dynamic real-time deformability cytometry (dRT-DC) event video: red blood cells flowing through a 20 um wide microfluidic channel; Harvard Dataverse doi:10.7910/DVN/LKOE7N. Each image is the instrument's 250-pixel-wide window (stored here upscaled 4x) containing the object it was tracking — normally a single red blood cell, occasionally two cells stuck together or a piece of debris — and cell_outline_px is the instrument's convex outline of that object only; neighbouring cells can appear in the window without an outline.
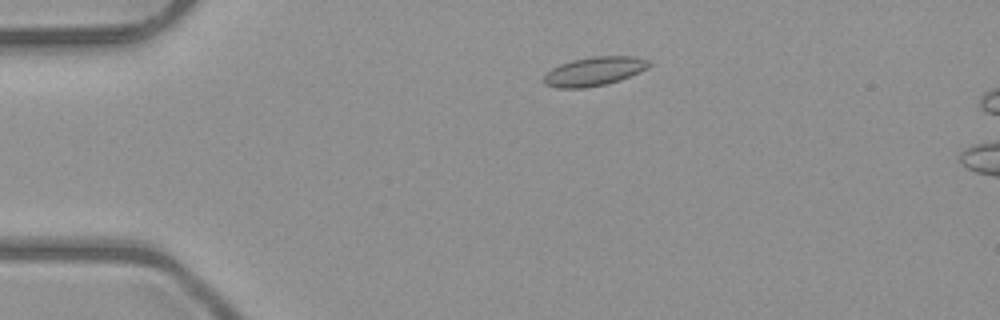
{"species": "common noctule bat (a hibernating species)", "species_latin": "Nyctalus noctula", "temperature_condition": "room temperature", "stored_images_in_passage": 44, "camera_frame_rate_fps": 3000, "um_per_image_px": 0.085, "animal": {"sex": "male", "body_mass_g": 23.1, "forearm_length_mm": 52.7}, "frame": {"image": 1, "passage_image": 3, "time_ms": 0.667, "image_size_px": [1000, 320], "cell_outline_px": [[652, 64], [648, 68], [640, 72], [620, 80], [604, 84], [584, 88], [556, 88], [544, 84], [544, 76], [552, 68], [560, 64], [572, 60], [592, 56], [636, 56], [652, 60]], "centroid_in_image_um": [50.56, 6.05], "position_along_channel_um": 34.4, "area_um2": 17.86}}
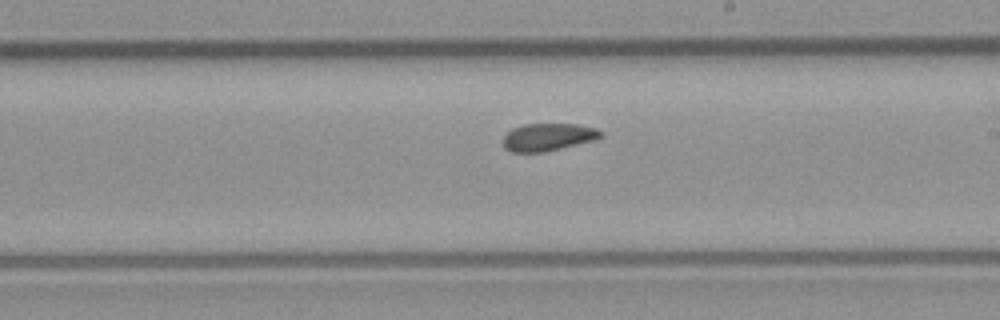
{"frame": {"image": 2, "passage_image": 22, "time_ms": 7.0, "image_size_px": [1000, 320], "cell_outline_px": [[604, 136], [596, 140], [544, 152], [512, 152], [504, 144], [504, 136], [512, 128], [524, 124], [576, 124], [596, 128], [604, 132]], "centroid_in_image_um": [46.65, 11.64], "position_along_channel_um": 242.3, "area_um2": 15.66}}
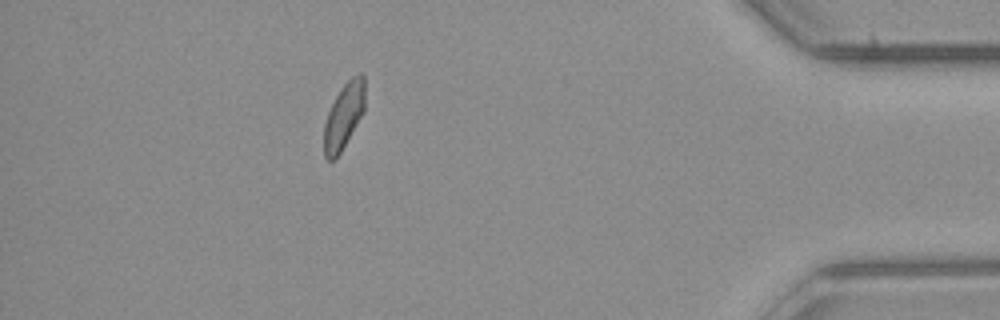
{"frame": {"image": 3, "passage_image": 38, "time_ms": 12.333, "image_size_px": [1000, 320], "cell_outline_px": [[364, 112], [340, 152], [332, 160], [328, 160], [324, 156], [324, 124], [328, 112], [340, 88], [352, 76], [360, 72], [364, 76]], "centroid_in_image_um": [29.23, 9.82], "position_along_channel_um": 406.0, "area_um2": 15.49}, "authors_computed_cell_mechanics": {"area_um2": 16.2129, "velocity_mm_per_s": 4.0078, "shape_relaxation_time_tau1_ms": 6.4466, "shape_relaxation_time_tau2_ms": 2.775, "deformation_change_tau1": 0.105, "deformation_change_tau2": 0.0661}}